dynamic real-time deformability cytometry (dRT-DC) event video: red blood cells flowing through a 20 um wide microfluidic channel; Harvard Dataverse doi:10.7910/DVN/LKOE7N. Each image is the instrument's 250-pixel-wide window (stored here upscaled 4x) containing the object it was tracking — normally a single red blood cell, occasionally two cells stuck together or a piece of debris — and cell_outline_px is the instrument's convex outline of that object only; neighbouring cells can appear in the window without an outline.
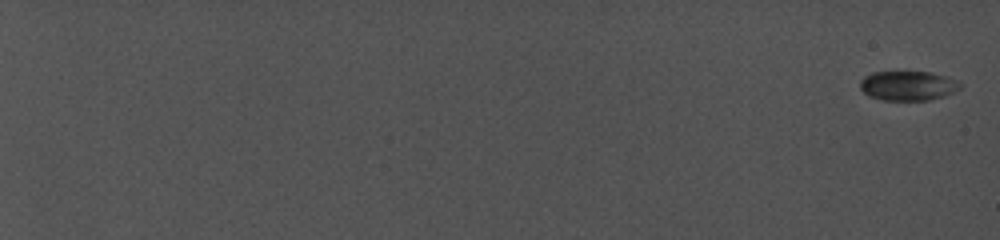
{"species": "common noctule bat (a hibernating species)", "species_latin": "Nyctalus noctula", "temperature_condition": "cold", "stored_images_in_passage": 39, "camera_frame_rate_fps": 5000, "um_per_image_px": 0.085, "animal": {"sex": "female", "body_mass_g": 19.0, "forearm_length_mm": 56.7}, "frame": {"image": 1, "passage_image": 1, "time_ms": 0.0, "image_size_px": [1000, 240], "cell_outline_px": [[960, 88], [944, 96], [928, 100], [880, 100], [868, 96], [860, 88], [860, 80], [864, 76], [872, 72], [932, 72], [948, 76], [960, 80]], "centroid_in_image_um": [77.17, 7.28], "position_along_channel_um": 7.8, "area_um2": 17.4}}
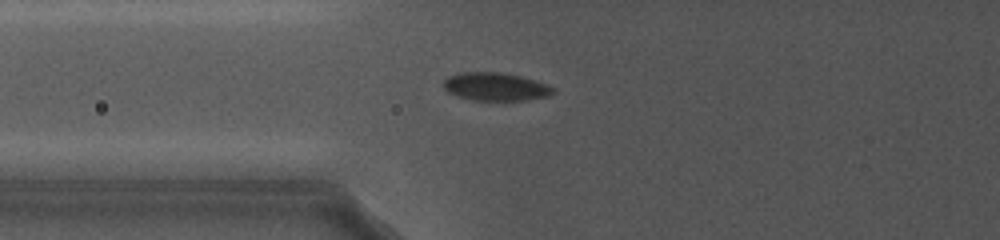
{"frame": {"image": 2, "passage_image": 15, "time_ms": 10.0, "image_size_px": [1000, 240], "cell_outline_px": [[556, 92], [544, 96], [524, 100], [476, 100], [460, 96], [448, 92], [444, 88], [444, 80], [448, 76], [460, 72], [500, 72], [520, 76], [536, 80], [548, 84], [556, 88]], "centroid_in_image_um": [42.14, 7.35], "position_along_channel_um": 83.7, "area_um2": 17.8}}
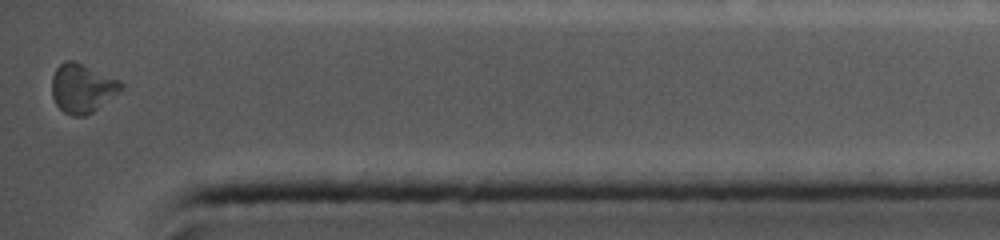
{"frame": {"image": 3, "passage_image": 39, "time_ms": 19.0, "image_size_px": [1000, 240], "cell_outline_px": [[124, 88], [92, 112], [84, 116], [72, 116], [64, 112], [56, 104], [52, 96], [52, 76], [56, 68], [64, 60], [76, 60], [120, 80], [124, 84]], "centroid_in_image_um": [6.99, 7.47], "position_along_channel_um": 428.2, "area_um2": 19.88}, "authors_computed_cell_mechanics": {"area_um2": 18.3226, "velocity_mm_per_s": 3.904, "shape_relaxation_time_tau1_ms": null, "shape_relaxation_time_tau2_ms": 1.6397, "deformation_change_tau1": null, "deformation_change_tau2": 0.052}}